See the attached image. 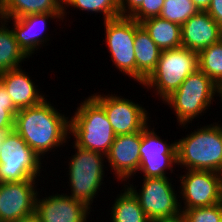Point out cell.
Instances as JSON below:
<instances>
[{"label": "cell", "mask_w": 222, "mask_h": 222, "mask_svg": "<svg viewBox=\"0 0 222 222\" xmlns=\"http://www.w3.org/2000/svg\"><path fill=\"white\" fill-rule=\"evenodd\" d=\"M199 69L222 88V38L198 53Z\"/></svg>", "instance_id": "cb8c5ba5"}, {"label": "cell", "mask_w": 222, "mask_h": 222, "mask_svg": "<svg viewBox=\"0 0 222 222\" xmlns=\"http://www.w3.org/2000/svg\"><path fill=\"white\" fill-rule=\"evenodd\" d=\"M70 134L80 148L106 155L116 138L104 109L89 96L73 117H70Z\"/></svg>", "instance_id": "3957f363"}, {"label": "cell", "mask_w": 222, "mask_h": 222, "mask_svg": "<svg viewBox=\"0 0 222 222\" xmlns=\"http://www.w3.org/2000/svg\"><path fill=\"white\" fill-rule=\"evenodd\" d=\"M221 102H222V88L220 89Z\"/></svg>", "instance_id": "d590c367"}, {"label": "cell", "mask_w": 222, "mask_h": 222, "mask_svg": "<svg viewBox=\"0 0 222 222\" xmlns=\"http://www.w3.org/2000/svg\"><path fill=\"white\" fill-rule=\"evenodd\" d=\"M91 97L104 109L116 136L142 131L148 125V112L131 99L98 93Z\"/></svg>", "instance_id": "8fae6325"}, {"label": "cell", "mask_w": 222, "mask_h": 222, "mask_svg": "<svg viewBox=\"0 0 222 222\" xmlns=\"http://www.w3.org/2000/svg\"><path fill=\"white\" fill-rule=\"evenodd\" d=\"M120 194L112 205L111 219L112 222H151L139 205L138 199L127 188Z\"/></svg>", "instance_id": "603a6c76"}, {"label": "cell", "mask_w": 222, "mask_h": 222, "mask_svg": "<svg viewBox=\"0 0 222 222\" xmlns=\"http://www.w3.org/2000/svg\"><path fill=\"white\" fill-rule=\"evenodd\" d=\"M39 13H63V0H0V18Z\"/></svg>", "instance_id": "ffe728a7"}, {"label": "cell", "mask_w": 222, "mask_h": 222, "mask_svg": "<svg viewBox=\"0 0 222 222\" xmlns=\"http://www.w3.org/2000/svg\"><path fill=\"white\" fill-rule=\"evenodd\" d=\"M75 147V155L72 156L69 164V186L72 199L78 200L91 208L98 190H101L102 181L104 178V159L106 155ZM104 158V159H103Z\"/></svg>", "instance_id": "8992f818"}, {"label": "cell", "mask_w": 222, "mask_h": 222, "mask_svg": "<svg viewBox=\"0 0 222 222\" xmlns=\"http://www.w3.org/2000/svg\"><path fill=\"white\" fill-rule=\"evenodd\" d=\"M147 125L142 130L140 146V167L138 171L143 173V178L167 177L166 170L177 165L176 142L167 144Z\"/></svg>", "instance_id": "7c38bea8"}, {"label": "cell", "mask_w": 222, "mask_h": 222, "mask_svg": "<svg viewBox=\"0 0 222 222\" xmlns=\"http://www.w3.org/2000/svg\"><path fill=\"white\" fill-rule=\"evenodd\" d=\"M23 71L20 67L0 73V81L18 109L38 105L45 99L28 73Z\"/></svg>", "instance_id": "ac0fdd59"}, {"label": "cell", "mask_w": 222, "mask_h": 222, "mask_svg": "<svg viewBox=\"0 0 222 222\" xmlns=\"http://www.w3.org/2000/svg\"><path fill=\"white\" fill-rule=\"evenodd\" d=\"M7 132H9V131H0V149H1V146L3 143V138Z\"/></svg>", "instance_id": "e575fe53"}, {"label": "cell", "mask_w": 222, "mask_h": 222, "mask_svg": "<svg viewBox=\"0 0 222 222\" xmlns=\"http://www.w3.org/2000/svg\"><path fill=\"white\" fill-rule=\"evenodd\" d=\"M18 110L13 104L7 89L0 81V131H11L14 129L15 115Z\"/></svg>", "instance_id": "4316f807"}, {"label": "cell", "mask_w": 222, "mask_h": 222, "mask_svg": "<svg viewBox=\"0 0 222 222\" xmlns=\"http://www.w3.org/2000/svg\"><path fill=\"white\" fill-rule=\"evenodd\" d=\"M7 25L4 19H0V73L22 67L19 63L28 58Z\"/></svg>", "instance_id": "7402d4cb"}, {"label": "cell", "mask_w": 222, "mask_h": 222, "mask_svg": "<svg viewBox=\"0 0 222 222\" xmlns=\"http://www.w3.org/2000/svg\"><path fill=\"white\" fill-rule=\"evenodd\" d=\"M222 38V28L207 13L199 11L181 26L182 46L199 53Z\"/></svg>", "instance_id": "e0dca14e"}, {"label": "cell", "mask_w": 222, "mask_h": 222, "mask_svg": "<svg viewBox=\"0 0 222 222\" xmlns=\"http://www.w3.org/2000/svg\"><path fill=\"white\" fill-rule=\"evenodd\" d=\"M142 131L118 135L106 154L108 165L115 172V177L127 182L135 176L140 167V146Z\"/></svg>", "instance_id": "5bb4252c"}, {"label": "cell", "mask_w": 222, "mask_h": 222, "mask_svg": "<svg viewBox=\"0 0 222 222\" xmlns=\"http://www.w3.org/2000/svg\"><path fill=\"white\" fill-rule=\"evenodd\" d=\"M196 130L176 140L177 165L222 173V125L215 122Z\"/></svg>", "instance_id": "7a4b0ae2"}, {"label": "cell", "mask_w": 222, "mask_h": 222, "mask_svg": "<svg viewBox=\"0 0 222 222\" xmlns=\"http://www.w3.org/2000/svg\"><path fill=\"white\" fill-rule=\"evenodd\" d=\"M140 24L149 33L150 38L162 50H170L182 46L181 26L158 17L143 20Z\"/></svg>", "instance_id": "44dd1931"}, {"label": "cell", "mask_w": 222, "mask_h": 222, "mask_svg": "<svg viewBox=\"0 0 222 222\" xmlns=\"http://www.w3.org/2000/svg\"><path fill=\"white\" fill-rule=\"evenodd\" d=\"M152 222H187V219L183 212H180L179 214L172 216V217H166V218H160L157 220H154Z\"/></svg>", "instance_id": "1f68e13d"}, {"label": "cell", "mask_w": 222, "mask_h": 222, "mask_svg": "<svg viewBox=\"0 0 222 222\" xmlns=\"http://www.w3.org/2000/svg\"><path fill=\"white\" fill-rule=\"evenodd\" d=\"M218 94V95H217ZM220 88L199 68L191 73L164 101L176 113L177 122L188 127L195 117L210 107L214 96H219ZM188 123V124H187ZM187 125V126H186Z\"/></svg>", "instance_id": "277c9868"}, {"label": "cell", "mask_w": 222, "mask_h": 222, "mask_svg": "<svg viewBox=\"0 0 222 222\" xmlns=\"http://www.w3.org/2000/svg\"><path fill=\"white\" fill-rule=\"evenodd\" d=\"M196 8L201 12H206L211 0H192Z\"/></svg>", "instance_id": "d6a6232c"}, {"label": "cell", "mask_w": 222, "mask_h": 222, "mask_svg": "<svg viewBox=\"0 0 222 222\" xmlns=\"http://www.w3.org/2000/svg\"><path fill=\"white\" fill-rule=\"evenodd\" d=\"M187 222H222V202L206 207L181 210Z\"/></svg>", "instance_id": "83f0119b"}, {"label": "cell", "mask_w": 222, "mask_h": 222, "mask_svg": "<svg viewBox=\"0 0 222 222\" xmlns=\"http://www.w3.org/2000/svg\"><path fill=\"white\" fill-rule=\"evenodd\" d=\"M222 28V0H211L206 11Z\"/></svg>", "instance_id": "4dcf8cb0"}, {"label": "cell", "mask_w": 222, "mask_h": 222, "mask_svg": "<svg viewBox=\"0 0 222 222\" xmlns=\"http://www.w3.org/2000/svg\"><path fill=\"white\" fill-rule=\"evenodd\" d=\"M180 176L181 192L184 207L189 210L206 207L222 202V173L214 171L188 170Z\"/></svg>", "instance_id": "30bf717a"}, {"label": "cell", "mask_w": 222, "mask_h": 222, "mask_svg": "<svg viewBox=\"0 0 222 222\" xmlns=\"http://www.w3.org/2000/svg\"><path fill=\"white\" fill-rule=\"evenodd\" d=\"M198 12L192 0H165L159 17L182 26Z\"/></svg>", "instance_id": "484cf974"}, {"label": "cell", "mask_w": 222, "mask_h": 222, "mask_svg": "<svg viewBox=\"0 0 222 222\" xmlns=\"http://www.w3.org/2000/svg\"><path fill=\"white\" fill-rule=\"evenodd\" d=\"M165 0H144L141 6L130 16L137 22H142L151 17H158Z\"/></svg>", "instance_id": "f1b7e54d"}, {"label": "cell", "mask_w": 222, "mask_h": 222, "mask_svg": "<svg viewBox=\"0 0 222 222\" xmlns=\"http://www.w3.org/2000/svg\"><path fill=\"white\" fill-rule=\"evenodd\" d=\"M66 6L76 8L77 10L103 13L104 21L114 19L120 16L119 0H63V16L67 15ZM66 13V14H65Z\"/></svg>", "instance_id": "d4e9b609"}, {"label": "cell", "mask_w": 222, "mask_h": 222, "mask_svg": "<svg viewBox=\"0 0 222 222\" xmlns=\"http://www.w3.org/2000/svg\"><path fill=\"white\" fill-rule=\"evenodd\" d=\"M199 68L198 53L183 46L162 50L158 64L144 80L142 86L155 89L156 95L164 101L181 83Z\"/></svg>", "instance_id": "5b68a950"}, {"label": "cell", "mask_w": 222, "mask_h": 222, "mask_svg": "<svg viewBox=\"0 0 222 222\" xmlns=\"http://www.w3.org/2000/svg\"><path fill=\"white\" fill-rule=\"evenodd\" d=\"M41 160L14 129L7 132L0 149V183L36 180Z\"/></svg>", "instance_id": "52a82bcc"}, {"label": "cell", "mask_w": 222, "mask_h": 222, "mask_svg": "<svg viewBox=\"0 0 222 222\" xmlns=\"http://www.w3.org/2000/svg\"><path fill=\"white\" fill-rule=\"evenodd\" d=\"M134 52L136 58V81L142 84L158 64L161 49L140 25L135 32Z\"/></svg>", "instance_id": "d6986e66"}, {"label": "cell", "mask_w": 222, "mask_h": 222, "mask_svg": "<svg viewBox=\"0 0 222 222\" xmlns=\"http://www.w3.org/2000/svg\"><path fill=\"white\" fill-rule=\"evenodd\" d=\"M36 180L0 183V222H17L35 213Z\"/></svg>", "instance_id": "4fadbf2b"}, {"label": "cell", "mask_w": 222, "mask_h": 222, "mask_svg": "<svg viewBox=\"0 0 222 222\" xmlns=\"http://www.w3.org/2000/svg\"><path fill=\"white\" fill-rule=\"evenodd\" d=\"M142 181V189L139 192L132 184L129 186L124 184V187L126 186L135 195L151 222L160 218L172 217L181 212L180 200L168 177L143 178Z\"/></svg>", "instance_id": "9c48e42d"}, {"label": "cell", "mask_w": 222, "mask_h": 222, "mask_svg": "<svg viewBox=\"0 0 222 222\" xmlns=\"http://www.w3.org/2000/svg\"><path fill=\"white\" fill-rule=\"evenodd\" d=\"M38 197L35 213L41 222H86L91 211L89 206L64 193Z\"/></svg>", "instance_id": "9a60e30c"}, {"label": "cell", "mask_w": 222, "mask_h": 222, "mask_svg": "<svg viewBox=\"0 0 222 222\" xmlns=\"http://www.w3.org/2000/svg\"><path fill=\"white\" fill-rule=\"evenodd\" d=\"M17 222H41V220L36 213H33L29 216H26V217L18 220Z\"/></svg>", "instance_id": "836d02e7"}, {"label": "cell", "mask_w": 222, "mask_h": 222, "mask_svg": "<svg viewBox=\"0 0 222 222\" xmlns=\"http://www.w3.org/2000/svg\"><path fill=\"white\" fill-rule=\"evenodd\" d=\"M144 0H119L121 17H130L143 3Z\"/></svg>", "instance_id": "f546056e"}, {"label": "cell", "mask_w": 222, "mask_h": 222, "mask_svg": "<svg viewBox=\"0 0 222 222\" xmlns=\"http://www.w3.org/2000/svg\"><path fill=\"white\" fill-rule=\"evenodd\" d=\"M49 18H51L52 20H63L64 17L63 13H39L29 14L18 18L1 19H4L6 23H8L9 20H13L12 24L14 27L11 29L15 34L19 47L30 58V56H32V54L35 52V49L37 50L38 48H40L39 46L41 44L46 43L50 40V38L48 39V34H44V31L46 30V22Z\"/></svg>", "instance_id": "2e32d148"}, {"label": "cell", "mask_w": 222, "mask_h": 222, "mask_svg": "<svg viewBox=\"0 0 222 222\" xmlns=\"http://www.w3.org/2000/svg\"><path fill=\"white\" fill-rule=\"evenodd\" d=\"M68 119L44 99L38 105L18 110L14 130L41 159L48 151L57 149L70 138Z\"/></svg>", "instance_id": "6da1fadb"}, {"label": "cell", "mask_w": 222, "mask_h": 222, "mask_svg": "<svg viewBox=\"0 0 222 222\" xmlns=\"http://www.w3.org/2000/svg\"><path fill=\"white\" fill-rule=\"evenodd\" d=\"M105 42L111 60L120 72L136 81V58L134 38L136 29L141 25L130 17H117L104 21Z\"/></svg>", "instance_id": "ba28073f"}]
</instances>
